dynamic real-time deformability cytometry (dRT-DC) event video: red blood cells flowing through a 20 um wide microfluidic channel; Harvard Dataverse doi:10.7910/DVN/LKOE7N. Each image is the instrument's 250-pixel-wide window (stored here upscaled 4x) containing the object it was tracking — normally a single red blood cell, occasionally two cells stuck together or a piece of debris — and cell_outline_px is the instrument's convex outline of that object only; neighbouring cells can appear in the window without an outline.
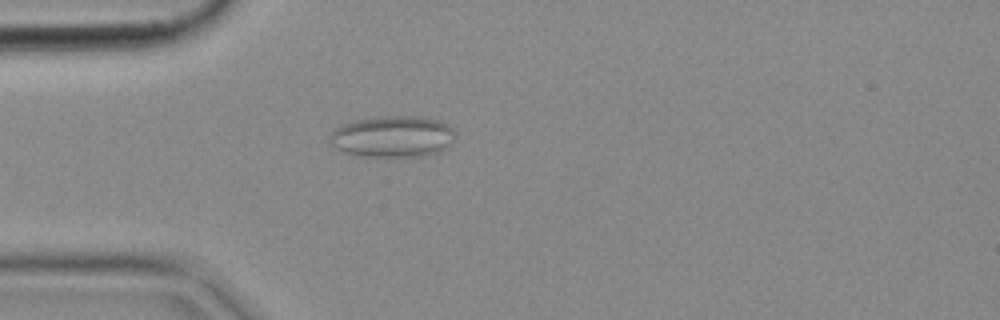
{"species": "common noctule bat (a hibernating species)", "species_latin": "Nyctalus noctula", "temperature_condition": "cold", "stored_images_in_passage": 2, "camera_frame_rate_fps": 3000, "um_per_image_px": 0.085, "animal": {"sex": "female", "body_mass_g": 18.4}, "frame": {"image": 1, "passage_image": 2, "time_ms": 0.333, "image_size_px": [1000, 320], "cell_outline_px": [[456, 136], [452, 144], [448, 148], [440, 152], [424, 156], [360, 156], [344, 152], [332, 148], [328, 136], [336, 128], [352, 120], [388, 116], [412, 116], [436, 120], [448, 124], [456, 132]], "centroid_in_image_um": [33.39, 11.62], "position_along_channel_um": 51.6, "area_um2": 30.58}}